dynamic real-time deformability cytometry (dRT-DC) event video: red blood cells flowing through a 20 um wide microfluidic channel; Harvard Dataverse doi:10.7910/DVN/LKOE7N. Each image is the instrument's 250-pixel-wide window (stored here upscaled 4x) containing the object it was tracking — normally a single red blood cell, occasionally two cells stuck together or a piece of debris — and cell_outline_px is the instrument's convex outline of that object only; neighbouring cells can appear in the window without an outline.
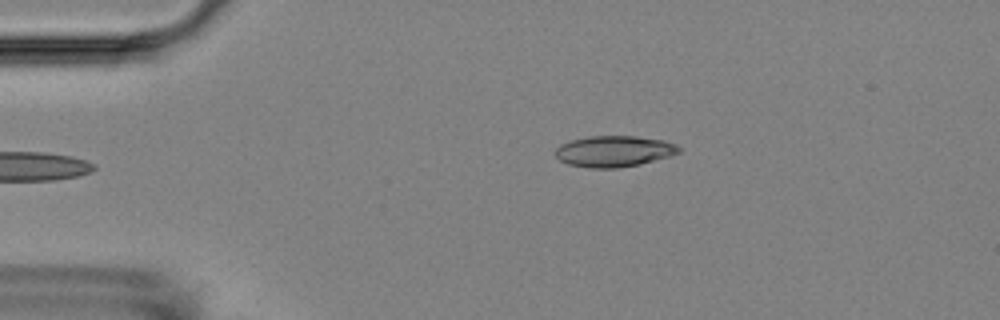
{"species": "Egyptian fruit bat (a non-hibernating species)", "species_latin": "Rousettus aegyptiacus", "temperature_condition": "room temperature", "stored_images_in_passage": 5, "camera_frame_rate_fps": 3000, "um_per_image_px": 0.085, "animal": {"sex": "female"}, "frame": {"image": 1, "passage_image": 5, "time_ms": 5.333, "image_size_px": [1000, 320], "cell_outline_px": [[680, 152], [668, 156], [640, 164], [616, 168], [588, 168], [568, 164], [560, 160], [556, 156], [556, 148], [560, 144], [572, 140], [588, 136], [636, 136], [664, 140], [676, 144], [680, 148]], "centroid_in_image_um": [52.18, 12.85], "position_along_channel_um": 32.8, "area_um2": 22.31}}